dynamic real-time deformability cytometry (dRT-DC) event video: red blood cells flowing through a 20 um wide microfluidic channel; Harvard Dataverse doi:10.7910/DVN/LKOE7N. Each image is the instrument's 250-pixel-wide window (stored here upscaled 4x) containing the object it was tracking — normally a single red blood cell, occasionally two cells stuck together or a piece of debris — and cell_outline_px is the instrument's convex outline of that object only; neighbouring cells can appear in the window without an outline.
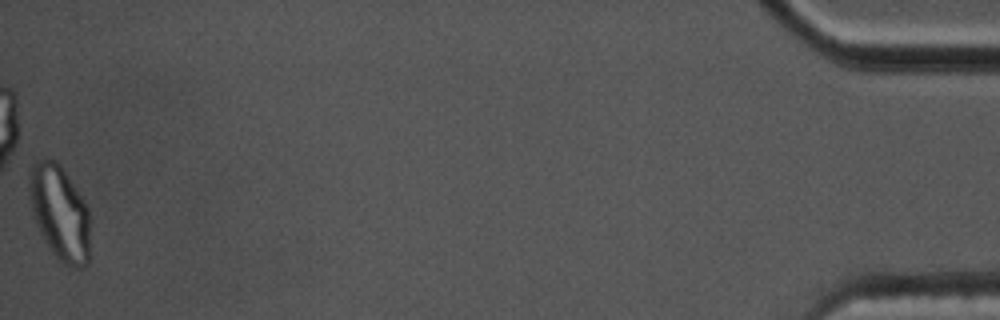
{"species": "common noctule bat (a hibernating species)", "species_latin": "Nyctalus noctula", "temperature_condition": "cold", "stored_images_in_passage": 54, "camera_frame_rate_fps": 3000, "um_per_image_px": 0.085, "animal": {"sex": "male", "body_mass_g": 17.5, "forearm_length_mm": 52.3}, "frame": {"image": 1, "passage_image": 54, "time_ms": 17.667, "image_size_px": [1000, 320], "cell_outline_px": [[88, 264], [84, 268], [72, 268], [64, 264], [52, 252], [44, 240], [32, 216], [28, 196], [28, 172], [32, 164], [36, 160], [44, 156], [48, 156], [56, 160], [60, 164], [84, 200], [88, 208]], "centroid_in_image_um": [5.02, 18.02], "position_along_channel_um": 430.2, "area_um2": 34.16}, "authors_computed_cell_mechanics": {"area_um2": 20.0566, "velocity_mm_per_s": 3.5522, "shape_relaxation_time_tau1_ms": null, "shape_relaxation_time_tau2_ms": 2.2964, "deformation_change_tau1": null, "deformation_change_tau2": 0.081}}